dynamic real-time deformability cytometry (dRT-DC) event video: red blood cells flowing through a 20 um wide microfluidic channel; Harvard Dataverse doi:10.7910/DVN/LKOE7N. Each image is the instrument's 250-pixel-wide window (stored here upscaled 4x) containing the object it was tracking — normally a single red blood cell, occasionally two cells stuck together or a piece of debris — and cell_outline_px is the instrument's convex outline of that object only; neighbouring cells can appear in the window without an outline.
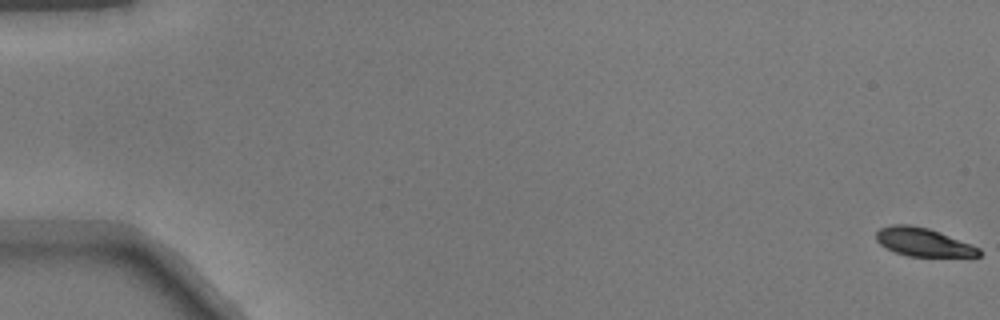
{"species": "common noctule bat (a hibernating species)", "species_latin": "Nyctalus noctula", "temperature_condition": "warm", "stored_images_in_passage": 7, "camera_frame_rate_fps": 3000, "um_per_image_px": 0.085, "animal": {"sex": "male", "body_mass_g": 17.9}, "frame": {"image": 1, "passage_image": 1, "time_ms": 0.0, "image_size_px": [1000, 320], "cell_outline_px": [[980, 256], [908, 256], [896, 252], [880, 244], [876, 240], [876, 232], [880, 228], [892, 224], [908, 224], [928, 228], [940, 232], [972, 244], [980, 248]], "centroid_in_image_um": [78.47, 20.57], "position_along_channel_um": 6.5, "area_um2": 16.88}}